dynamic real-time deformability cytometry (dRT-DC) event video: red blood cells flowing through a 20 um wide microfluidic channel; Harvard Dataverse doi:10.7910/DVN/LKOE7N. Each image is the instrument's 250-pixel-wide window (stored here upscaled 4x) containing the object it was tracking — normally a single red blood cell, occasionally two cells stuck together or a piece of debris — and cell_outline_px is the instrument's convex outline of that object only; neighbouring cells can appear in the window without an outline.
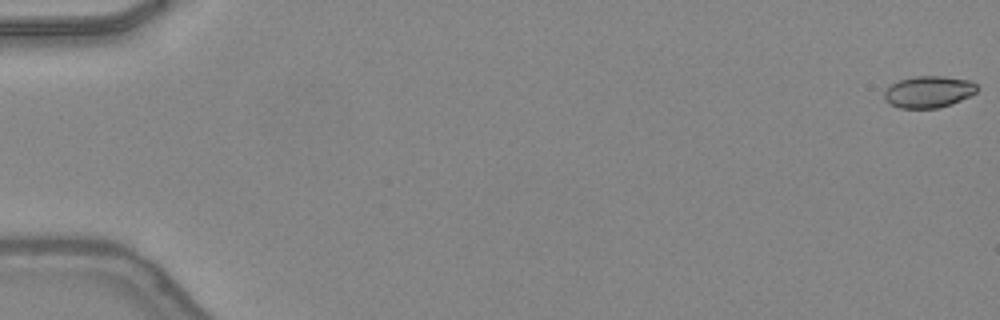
{"species": "common noctule bat (a hibernating species)", "species_latin": "Nyctalus noctula", "temperature_condition": "warm", "stored_images_in_passage": 49, "camera_frame_rate_fps": 3000, "um_per_image_px": 0.085, "animal": {"sex": "female", "body_mass_g": 24.6, "forearm_length_mm": 56.2}, "frame": {"image": 1, "passage_image": 1, "time_ms": 0.0, "image_size_px": [1000, 320], "cell_outline_px": [[976, 92], [960, 100], [936, 108], [900, 108], [884, 100], [884, 92], [892, 84], [900, 80], [916, 76], [944, 76], [972, 80], [976, 84]], "centroid_in_image_um": [78.93, 7.79], "position_along_channel_um": 6.1, "area_um2": 16.88}}
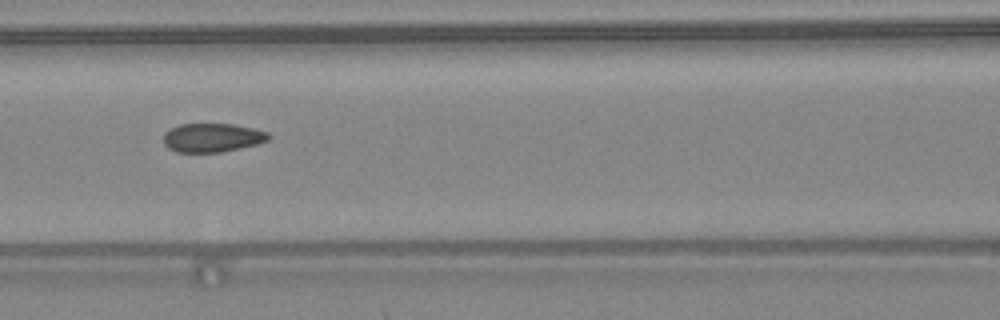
{"frame": {"image": 2, "passage_image": 23, "time_ms": 7.333, "image_size_px": [1000, 320], "cell_outline_px": [[272, 136], [268, 140], [256, 144], [240, 148], [220, 152], [176, 152], [168, 148], [164, 144], [164, 132], [180, 124], [232, 124], [252, 128], [268, 132]], "centroid_in_image_um": [18.04, 11.7], "position_along_channel_um": 148.6, "area_um2": 17.57}}
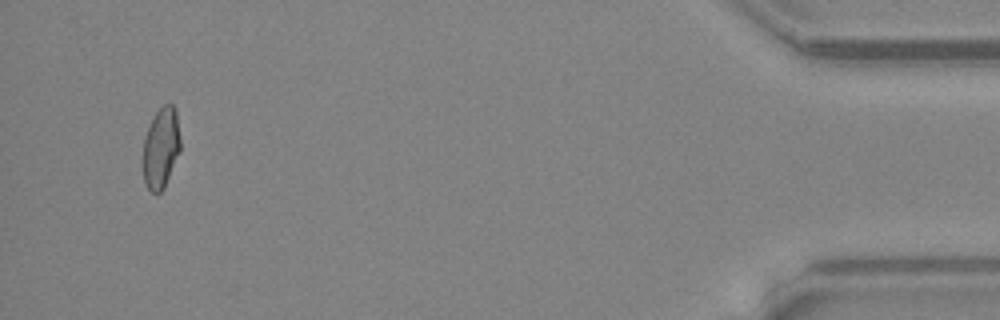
{"frame": {"image": 3, "passage_image": 47, "time_ms": 15.333, "image_size_px": [1000, 320], "cell_outline_px": [[180, 152], [164, 188], [160, 192], [152, 192], [144, 184], [140, 164], [144, 140], [148, 128], [156, 112], [164, 104], [172, 104], [176, 112], [180, 140]], "centroid_in_image_um": [13.64, 12.64], "position_along_channel_um": 421.6, "area_um2": 17.92}, "authors_computed_cell_mechanics": {"area_um2": 17.9758, "velocity_mm_per_s": 4.3707, "shape_relaxation_time_tau1_ms": null, "shape_relaxation_time_tau2_ms": 1.1793, "deformation_change_tau1": null, "deformation_change_tau2": 0.077}}